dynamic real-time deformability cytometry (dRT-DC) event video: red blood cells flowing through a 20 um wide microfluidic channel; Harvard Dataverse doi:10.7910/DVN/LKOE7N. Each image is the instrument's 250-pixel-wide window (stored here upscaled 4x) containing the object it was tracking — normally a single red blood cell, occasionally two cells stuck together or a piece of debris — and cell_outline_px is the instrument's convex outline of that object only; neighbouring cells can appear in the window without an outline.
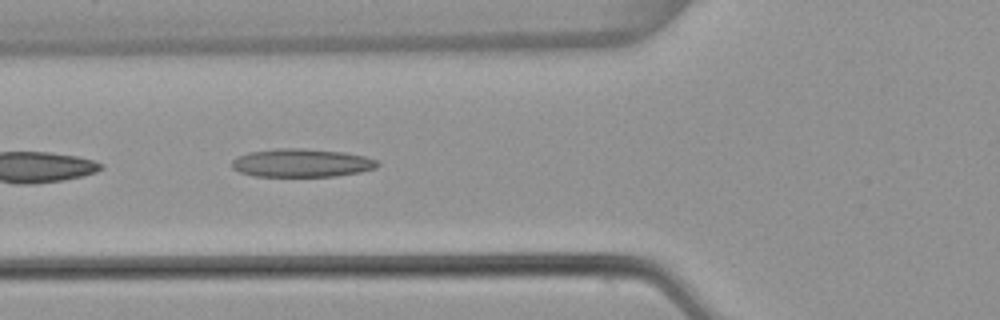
{"species": "common noctule bat (a hibernating species)", "species_latin": "Nyctalus noctula", "temperature_condition": "warm", "stored_images_in_passage": 6, "camera_frame_rate_fps": 3000, "um_per_image_px": 0.085, "animal": {"sex": "female", "body_mass_g": 22.7, "forearm_length_mm": 54.2}, "frame": {"image": 1, "passage_image": 6, "time_ms": 1.667, "image_size_px": [1000, 320], "cell_outline_px": [[380, 164], [376, 168], [360, 172], [336, 176], [256, 176], [240, 172], [232, 168], [232, 160], [236, 156], [248, 152], [276, 148], [304, 148], [344, 152], [364, 156], [380, 160]], "centroid_in_image_um": [25.65, 13.84], "position_along_channel_um": 100.1, "area_um2": 24.22}}